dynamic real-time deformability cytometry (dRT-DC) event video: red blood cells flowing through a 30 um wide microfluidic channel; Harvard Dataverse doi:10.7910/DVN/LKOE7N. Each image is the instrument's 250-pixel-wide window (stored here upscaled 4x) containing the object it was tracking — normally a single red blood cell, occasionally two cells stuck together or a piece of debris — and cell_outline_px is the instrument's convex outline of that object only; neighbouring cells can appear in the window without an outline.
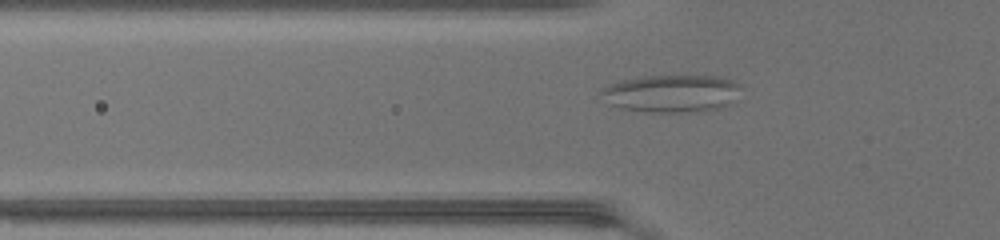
{"species": "common noctule bat (a hibernating species)", "species_latin": "Nyctalus noctula", "temperature_condition": "warm", "stored_images_in_passage": 34, "camera_frame_rate_fps": 3000, "um_per_image_px": 0.085, "animal": {"sex": "female", "body_mass_g": 17.0, "forearm_length_mm": 48.0}, "frame": {"image": 1, "passage_image": 4, "time_ms": 1.0, "image_size_px": [1000, 240], "cell_outline_px": [[740, 84], [728, 104], [720, 108], [696, 112], [648, 112], [620, 108], [608, 104], [600, 92], [604, 88], [620, 80], [648, 76], [716, 76], [732, 80]], "centroid_in_image_um": [57.03, 7.95], "position_along_channel_um": 68.8, "area_um2": 30.11}}
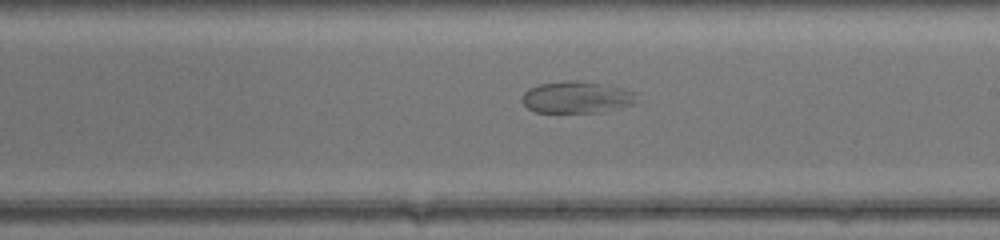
{"frame": {"image": 2, "passage_image": 16, "time_ms": 5.0, "image_size_px": [1000, 240], "cell_outline_px": [[640, 100], [632, 104], [600, 112], [536, 112], [528, 108], [524, 104], [524, 92], [528, 88], [540, 84], [564, 80], [576, 80], [624, 88], [632, 92]], "centroid_in_image_um": [49.02, 8.26], "position_along_channel_um": 240.0, "area_um2": 20.98}}
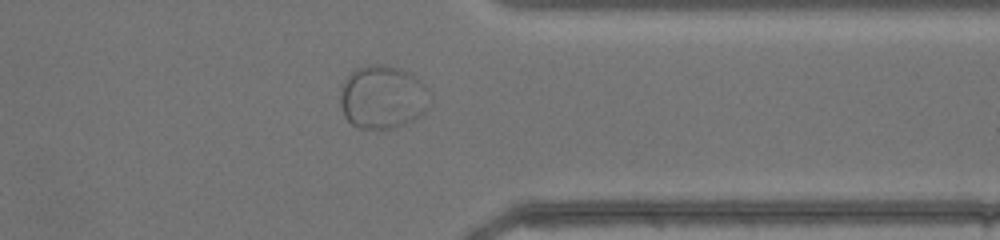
{"frame": {"image": 3, "passage_image": 26, "time_ms": 8.333, "image_size_px": [1000, 240], "cell_outline_px": [[428, 88], [424, 112], [420, 116], [396, 128], [360, 128], [352, 124], [344, 116], [340, 108], [340, 92], [344, 80], [356, 68], [368, 64], [380, 64], [400, 68], [412, 72]], "centroid_in_image_um": [32.48, 8.23], "position_along_channel_um": 378.9, "area_um2": 33.06}}